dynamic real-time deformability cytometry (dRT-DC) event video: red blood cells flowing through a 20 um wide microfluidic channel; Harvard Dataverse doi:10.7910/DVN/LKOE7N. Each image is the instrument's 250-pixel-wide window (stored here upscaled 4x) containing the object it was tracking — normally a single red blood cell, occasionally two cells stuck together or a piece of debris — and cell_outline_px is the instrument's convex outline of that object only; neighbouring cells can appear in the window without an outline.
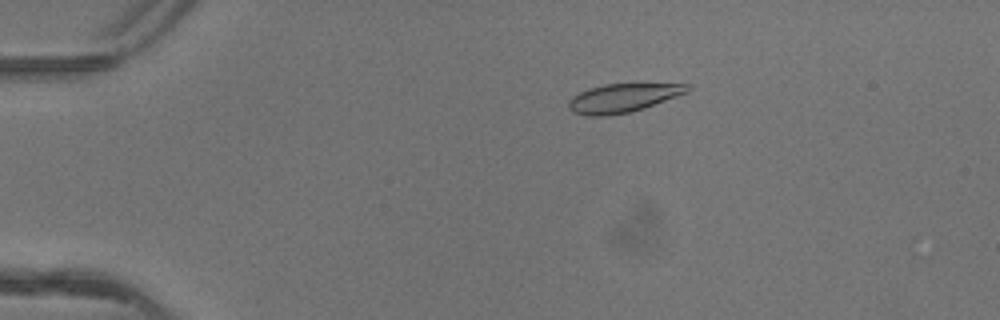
{"species": "common noctule bat (a hibernating species)", "species_latin": "Nyctalus noctula", "temperature_condition": "warm", "stored_images_in_passage": 5, "camera_frame_rate_fps": 3000, "um_per_image_px": 0.085, "animal": {"sex": "female"}, "frame": {"image": 1, "passage_image": 4, "time_ms": 1.0, "image_size_px": [1000, 320], "cell_outline_px": [[692, 88], [688, 92], [644, 108], [628, 112], [604, 116], [588, 116], [572, 112], [568, 108], [568, 100], [572, 96], [588, 88], [604, 84], [688, 84]], "centroid_in_image_um": [52.91, 8.33], "position_along_channel_um": 32.1, "area_um2": 19.77}}